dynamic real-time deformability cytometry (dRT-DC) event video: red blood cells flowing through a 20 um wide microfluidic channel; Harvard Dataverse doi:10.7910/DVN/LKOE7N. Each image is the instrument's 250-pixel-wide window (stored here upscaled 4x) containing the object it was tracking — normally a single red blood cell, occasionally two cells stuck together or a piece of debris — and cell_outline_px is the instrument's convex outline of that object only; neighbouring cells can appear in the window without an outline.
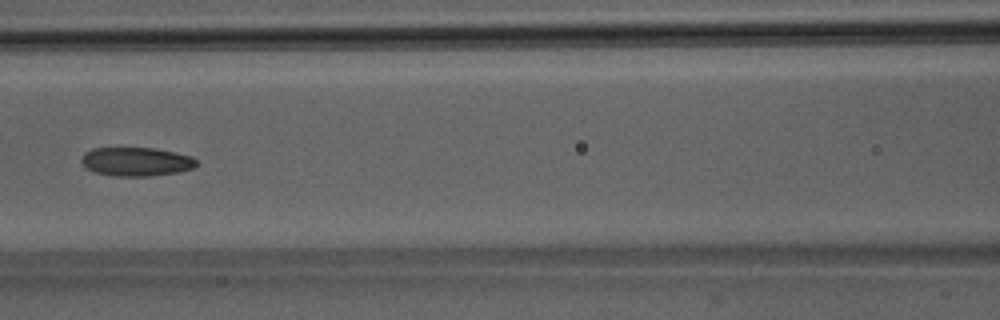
{"species": "Egyptian fruit bat (a non-hibernating species)", "species_latin": "Rousettus aegyptiacus", "temperature_condition": "room temperature", "stored_images_in_passage": 7, "camera_frame_rate_fps": 3000, "um_per_image_px": 0.085, "animal": {"sex": "male"}, "frame": {"image": 1, "passage_image": 6, "time_ms": 6.0, "image_size_px": [1000, 320], "cell_outline_px": [[196, 164], [192, 168], [176, 172], [152, 176], [116, 176], [96, 172], [84, 168], [80, 160], [84, 152], [92, 148], [152, 148], [192, 156], [196, 160]], "centroid_in_image_um": [11.52, 13.74], "position_along_channel_um": 155.1, "area_um2": 19.19}}